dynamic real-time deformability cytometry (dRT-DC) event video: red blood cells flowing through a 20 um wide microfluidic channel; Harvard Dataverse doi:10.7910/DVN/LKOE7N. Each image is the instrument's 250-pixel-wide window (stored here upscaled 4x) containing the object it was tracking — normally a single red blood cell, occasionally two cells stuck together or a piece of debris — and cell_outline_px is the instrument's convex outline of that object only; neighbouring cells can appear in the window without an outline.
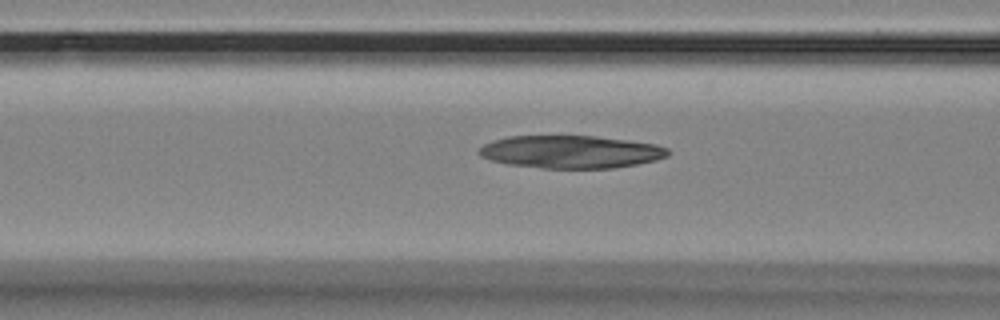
{"species": "Egyptian fruit bat (a non-hibernating species)", "species_latin": "Rousettus aegyptiacus", "temperature_condition": "room temperature", "stored_images_in_passage": 21, "camera_frame_rate_fps": 3000, "um_per_image_px": 0.085, "animal": {"sex": "female"}, "frame": {"image": 1, "passage_image": 15, "time_ms": 4.667, "image_size_px": [1000, 320], "cell_outline_px": [[668, 156], [656, 160], [636, 164], [612, 168], [540, 168], [508, 164], [492, 160], [480, 156], [476, 152], [484, 144], [508, 136], [596, 136], [628, 140], [656, 144], [668, 148]], "centroid_in_image_um": [48.52, 12.9], "position_along_channel_um": 118.1, "area_um2": 35.95}}
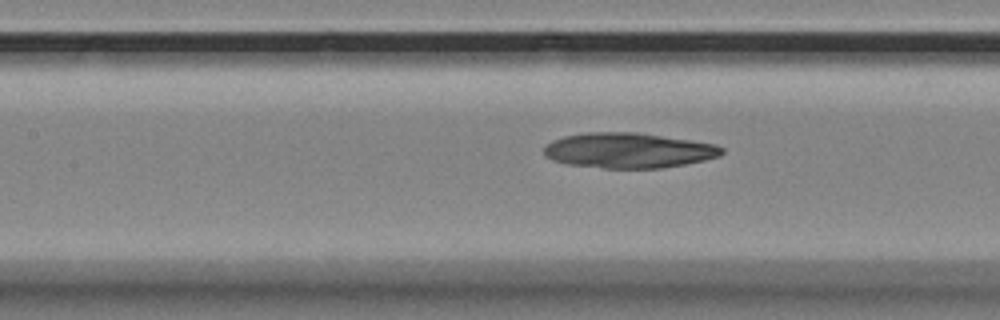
{"frame": {"image": 2, "passage_image": 18, "time_ms": 5.667, "image_size_px": [1000, 320], "cell_outline_px": [[724, 152], [720, 156], [704, 160], [684, 164], [660, 168], [604, 168], [568, 164], [552, 160], [544, 156], [544, 144], [552, 140], [564, 136], [588, 132], [636, 132], [716, 144], [724, 148]], "centroid_in_image_um": [53.39, 12.78], "position_along_channel_um": 154.0, "area_um2": 36.53}}